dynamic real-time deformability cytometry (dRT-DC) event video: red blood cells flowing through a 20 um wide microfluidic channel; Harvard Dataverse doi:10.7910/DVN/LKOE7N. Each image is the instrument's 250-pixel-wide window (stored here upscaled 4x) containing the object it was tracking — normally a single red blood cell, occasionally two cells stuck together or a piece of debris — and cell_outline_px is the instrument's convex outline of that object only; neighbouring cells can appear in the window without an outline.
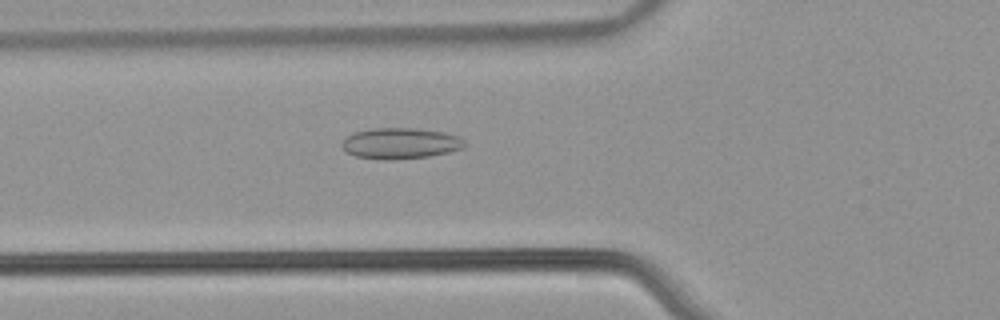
{"species": "common noctule bat (a hibernating species)", "species_latin": "Nyctalus noctula", "temperature_condition": "warm", "stored_images_in_passage": 37, "camera_frame_rate_fps": 3000, "um_per_image_px": 0.085, "animal": {"sex": "male", "body_mass_g": 21.5, "forearm_length_mm": 52.0}, "frame": {"image": 1, "passage_image": 6, "time_ms": 1.667, "image_size_px": [1000, 320], "cell_outline_px": [[468, 144], [464, 148], [448, 152], [428, 156], [392, 160], [380, 160], [356, 156], [348, 152], [340, 144], [352, 132], [372, 128], [416, 128], [444, 132], [460, 136]], "centroid_in_image_um": [34.06, 12.18], "position_along_channel_um": 91.7, "area_um2": 22.31}}
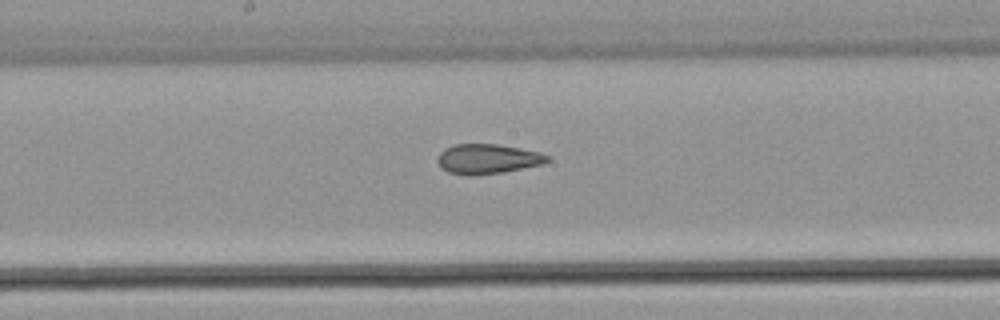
{"frame": {"image": 2, "passage_image": 15, "time_ms": 4.667, "image_size_px": [1000, 320], "cell_outline_px": [[548, 160], [544, 164], [504, 172], [468, 176], [448, 172], [440, 168], [436, 160], [440, 152], [444, 148], [456, 144], [496, 144], [540, 152], [548, 156]], "centroid_in_image_um": [41.4, 13.52], "position_along_channel_um": 206.8, "area_um2": 19.13}}
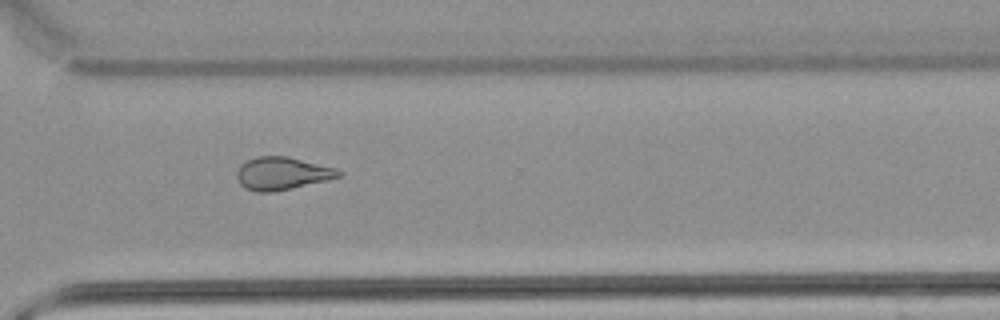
{"frame": {"image": 3, "passage_image": 26, "time_ms": 8.333, "image_size_px": [1000, 320], "cell_outline_px": [[344, 172], [340, 176], [328, 180], [272, 192], [256, 192], [244, 188], [240, 184], [236, 176], [236, 172], [240, 164], [256, 156], [288, 156], [336, 168]], "centroid_in_image_um": [23.96, 14.74], "position_along_channel_um": 346.6, "area_um2": 19.54}, "authors_computed_cell_mechanics": {"area_um2": 19.7676, "velocity_mm_per_s": 3.821, "shape_relaxation_time_tau1_ms": null, "shape_relaxation_time_tau2_ms": 2.1092, "deformation_change_tau1": null, "deformation_change_tau2": 0.0901}}